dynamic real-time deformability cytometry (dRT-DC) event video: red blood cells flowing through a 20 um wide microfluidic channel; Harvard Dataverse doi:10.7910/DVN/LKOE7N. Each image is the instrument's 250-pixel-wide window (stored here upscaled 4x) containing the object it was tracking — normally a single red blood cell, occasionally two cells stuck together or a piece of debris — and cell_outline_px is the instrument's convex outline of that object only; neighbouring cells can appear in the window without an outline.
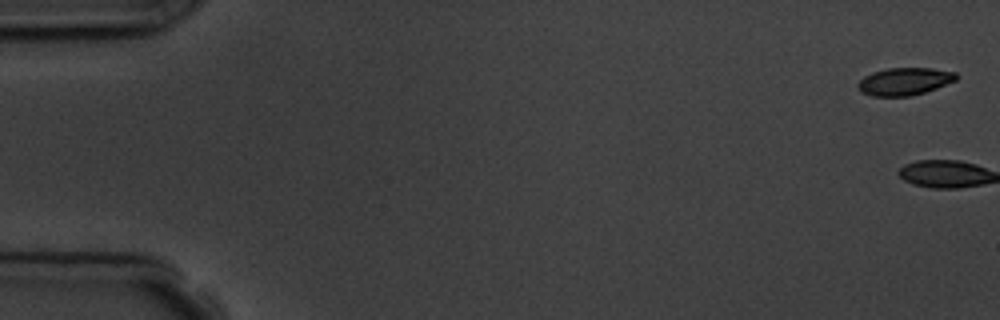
{"species": "common noctule bat (a hibernating species)", "species_latin": "Nyctalus noctula", "temperature_condition": "room temperature", "stored_images_in_passage": 6, "camera_frame_rate_fps": 3000, "um_per_image_px": 0.085, "animal": {"sex": "male", "body_mass_g": 19.5, "forearm_length_mm": 54.6}, "frame": {"image": 1, "passage_image": 1, "time_ms": 0.0, "image_size_px": [1000, 320], "cell_outline_px": [[960, 76], [956, 80], [936, 88], [912, 96], [872, 96], [856, 88], [856, 84], [864, 76], [872, 72], [888, 68], [932, 68], [956, 72]], "centroid_in_image_um": [76.89, 6.91], "position_along_channel_um": 8.1, "area_um2": 15.84}}